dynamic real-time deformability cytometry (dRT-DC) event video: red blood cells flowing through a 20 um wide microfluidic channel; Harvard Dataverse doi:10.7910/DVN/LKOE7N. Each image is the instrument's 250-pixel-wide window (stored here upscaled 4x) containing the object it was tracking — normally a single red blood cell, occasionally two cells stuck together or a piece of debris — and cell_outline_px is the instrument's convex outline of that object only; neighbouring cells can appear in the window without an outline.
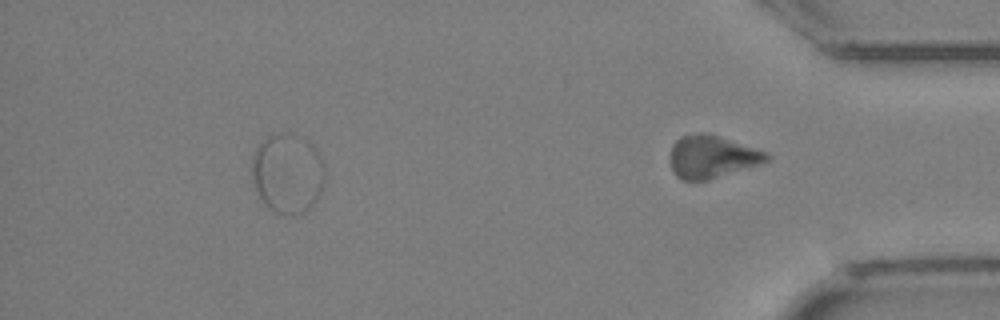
{"species": "Egyptian fruit bat (a non-hibernating species)", "species_latin": "Rousettus aegyptiacus", "temperature_condition": "cold", "stored_images_in_passage": 21, "segment_of_instrument_passage": [2, 2], "camera_frame_rate_fps": 3000, "um_per_image_px": 0.085, "animal": {"sex": "female"}, "frame": {"image": 1, "passage_image": 21, "time_ms": 6.667, "image_size_px": [1000, 320], "cell_outline_px": [[768, 160], [760, 164], [708, 180], [680, 180], [676, 176], [672, 168], [672, 144], [680, 136], [700, 132], [708, 132], [764, 152], [768, 156]], "centroid_in_image_um": [60.47, 13.32], "position_along_channel_um": 374.7, "area_um2": 23.52}}